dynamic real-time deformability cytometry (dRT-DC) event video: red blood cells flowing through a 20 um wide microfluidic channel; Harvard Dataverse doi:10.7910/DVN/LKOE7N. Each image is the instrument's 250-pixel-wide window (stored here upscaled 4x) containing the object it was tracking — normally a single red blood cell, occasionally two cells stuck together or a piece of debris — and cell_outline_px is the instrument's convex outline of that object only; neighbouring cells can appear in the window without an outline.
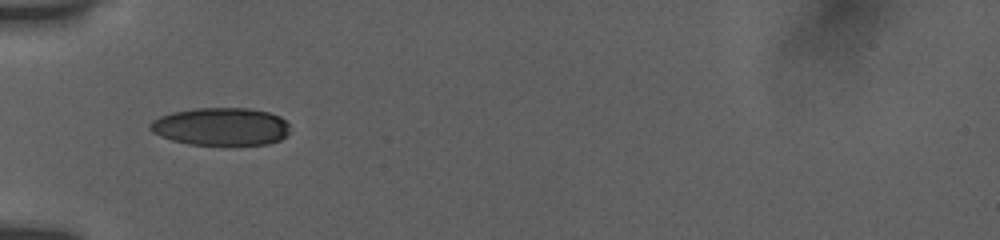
{"species": "human", "species_latin": "Homo sapiens", "temperature_condition": "room temperature", "stored_images_in_passage": 44, "camera_frame_rate_fps": 3000, "um_per_image_px": 0.085, "donor": {"sex": "female"}, "frame": {"image": 1, "passage_image": 1, "time_ms": 0.0, "image_size_px": [1000, 240], "cell_outline_px": [[288, 132], [280, 140], [268, 144], [188, 144], [172, 140], [160, 136], [152, 132], [148, 128], [148, 124], [152, 120], [160, 116], [172, 112], [196, 108], [248, 108], [268, 112], [280, 116], [288, 124]], "centroid_in_image_um": [18.74, 10.75], "position_along_channel_um": 66.3, "area_um2": 30.69}}
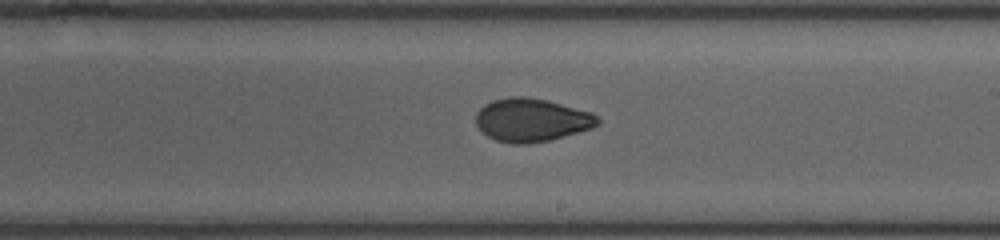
{"frame": {"image": 2, "passage_image": 18, "time_ms": 4.667, "image_size_px": [1000, 240], "cell_outline_px": [[600, 124], [576, 132], [548, 140], [528, 144], [512, 144], [496, 140], [488, 136], [476, 124], [476, 112], [484, 104], [492, 100], [508, 96], [524, 96], [548, 100], [592, 112], [600, 120]], "centroid_in_image_um": [45.15, 10.18], "position_along_channel_um": 243.8, "area_um2": 30.58}}
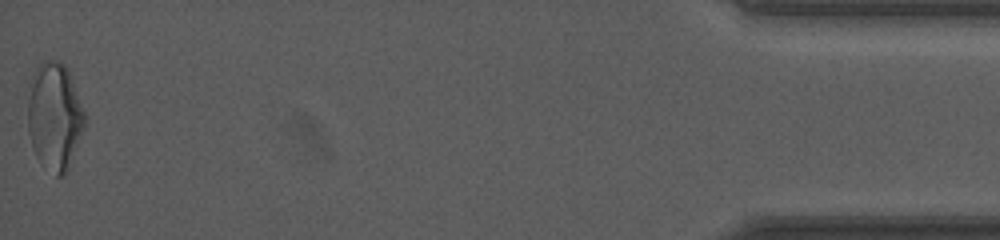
{"frame": {"image": 3, "passage_image": 44, "time_ms": 11.667, "image_size_px": [1000, 240], "cell_outline_px": [[84, 128], [68, 168], [64, 176], [56, 176], [40, 164], [36, 156], [28, 132], [24, 92], [40, 60], [52, 60], [64, 64], [68, 68], [84, 112]], "centroid_in_image_um": [4.56, 9.85], "position_along_channel_um": 430.6, "area_um2": 36.41}, "authors_computed_cell_mechanics": {"area_um2": 30.8074, "velocity_mm_per_s": 3.8699, "shape_relaxation_time_tau1_ms": 5.8226, "shape_relaxation_time_tau2_ms": 1.4623, "deformation_change_tau1": 0.1612, "deformation_change_tau2": 0.0562}}